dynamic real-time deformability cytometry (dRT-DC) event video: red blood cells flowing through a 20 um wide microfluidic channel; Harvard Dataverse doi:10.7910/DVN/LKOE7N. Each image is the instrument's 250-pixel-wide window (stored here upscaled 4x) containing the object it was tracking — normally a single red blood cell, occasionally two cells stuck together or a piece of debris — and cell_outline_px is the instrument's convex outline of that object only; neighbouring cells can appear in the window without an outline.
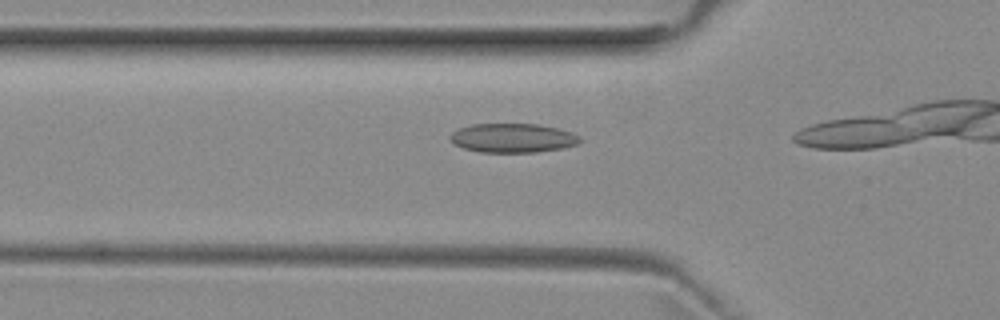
{"species": "common noctule bat (a hibernating species)", "species_latin": "Nyctalus noctula", "temperature_condition": "room temperature", "stored_images_in_passage": 9, "camera_frame_rate_fps": 3000, "um_per_image_px": 0.085, "animal": {"sex": "female", "body_mass_g": 29.2, "forearm_length_mm": 56.3}, "frame": {"image": 1, "passage_image": 7, "time_ms": 2.0, "image_size_px": [1000, 320], "cell_outline_px": [[580, 144], [560, 148], [536, 152], [480, 152], [464, 148], [456, 144], [448, 136], [452, 132], [460, 128], [472, 124], [536, 124], [560, 128], [572, 132], [580, 136]], "centroid_in_image_um": [43.62, 11.72], "position_along_channel_um": 82.2, "area_um2": 21.96}}